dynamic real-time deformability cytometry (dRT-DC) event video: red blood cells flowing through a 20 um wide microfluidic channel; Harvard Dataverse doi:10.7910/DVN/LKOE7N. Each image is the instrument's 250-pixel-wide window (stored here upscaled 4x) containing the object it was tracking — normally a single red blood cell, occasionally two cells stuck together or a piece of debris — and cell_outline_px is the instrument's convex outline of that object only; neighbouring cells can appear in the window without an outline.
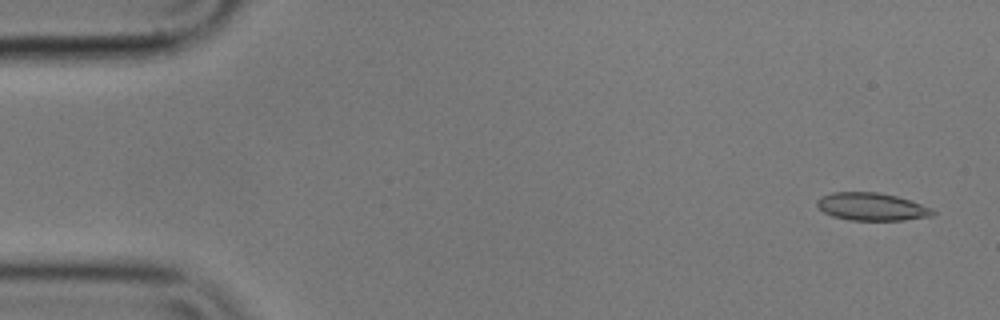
{"species": "common noctule bat (a hibernating species)", "species_latin": "Nyctalus noctula", "temperature_condition": "cold", "stored_images_in_passage": 56, "camera_frame_rate_fps": 3000, "um_per_image_px": 0.085, "animal": {"sex": "male", "body_mass_g": 17.9}, "frame": {"image": 1, "passage_image": 3, "time_ms": 0.667, "image_size_px": [1000, 320], "cell_outline_px": [[936, 212], [932, 216], [904, 220], [852, 220], [832, 216], [824, 212], [816, 204], [816, 200], [820, 196], [832, 192], [876, 192], [896, 196], [932, 208]], "centroid_in_image_um": [74.07, 17.57], "position_along_channel_um": 10.9, "area_um2": 18.61}}
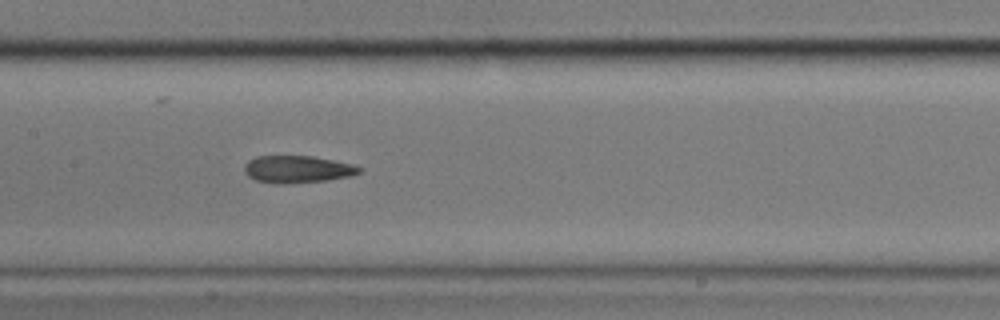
{"frame": {"image": 2, "passage_image": 27, "time_ms": 8.667, "image_size_px": [1000, 320], "cell_outline_px": [[364, 168], [360, 172], [352, 176], [328, 180], [284, 184], [276, 184], [256, 180], [248, 176], [244, 172], [244, 164], [248, 160], [256, 156], [312, 156], [352, 164]], "centroid_in_image_um": [25.27, 14.39], "position_along_channel_um": 182.1, "area_um2": 18.38}}
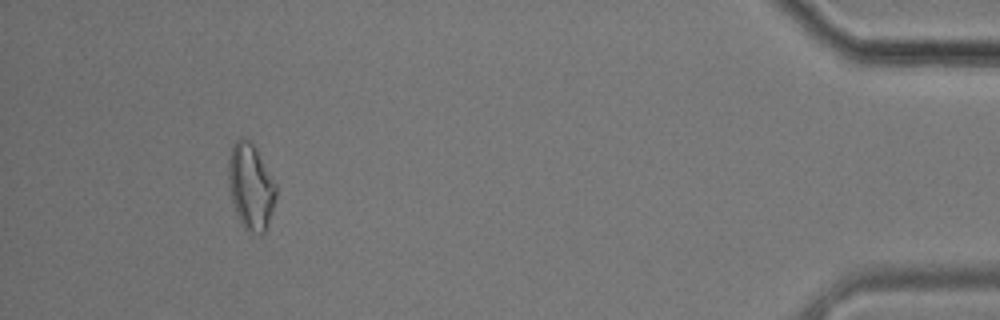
{"frame": {"image": 3, "passage_image": 52, "time_ms": 17.0, "image_size_px": [1000, 320], "cell_outline_px": [[276, 196], [272, 212], [264, 232], [252, 232], [244, 228], [236, 212], [232, 200], [228, 184], [228, 160], [232, 144], [240, 136], [244, 136], [252, 140], [276, 184]], "centroid_in_image_um": [21.3, 15.76], "position_along_channel_um": 413.9, "area_um2": 23.87}, "authors_computed_cell_mechanics": {"area_um2": 18.8139, "velocity_mm_per_s": 3.5654, "shape_relaxation_time_tau1_ms": null, "shape_relaxation_time_tau2_ms": 6.7521, "deformation_change_tau1": null, "deformation_change_tau2": 0.1795}}